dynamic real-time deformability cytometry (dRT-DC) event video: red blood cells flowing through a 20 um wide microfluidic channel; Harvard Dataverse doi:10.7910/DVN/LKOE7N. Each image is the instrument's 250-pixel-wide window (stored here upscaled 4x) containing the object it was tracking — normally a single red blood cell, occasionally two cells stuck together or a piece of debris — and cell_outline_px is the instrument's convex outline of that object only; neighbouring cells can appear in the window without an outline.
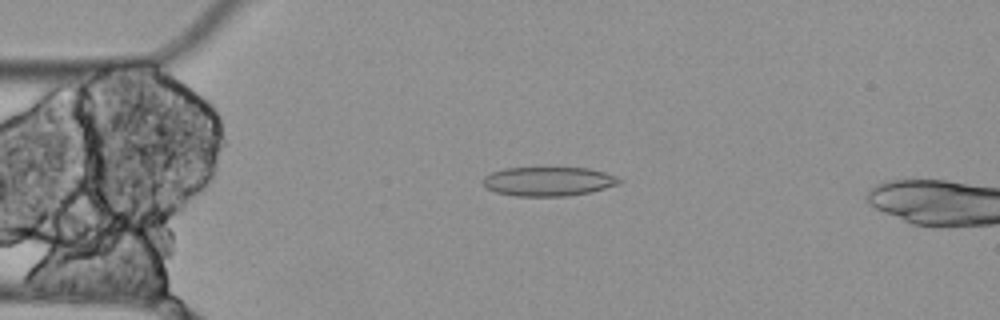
{"species": "Egyptian fruit bat (a non-hibernating species)", "species_latin": "Rousettus aegyptiacus", "temperature_condition": "cold", "stored_images_in_passage": 6, "camera_frame_rate_fps": 3000, "um_per_image_px": 0.085, "animal": {"sex": "female"}, "frame": {"image": 1, "passage_image": 4, "time_ms": 1.0, "image_size_px": [1000, 320], "cell_outline_px": [[620, 184], [592, 192], [568, 196], [516, 196], [496, 192], [488, 188], [484, 184], [484, 176], [492, 172], [504, 168], [588, 168], [604, 172], [616, 176], [620, 180]], "centroid_in_image_um": [46.64, 15.42], "position_along_channel_um": 38.4, "area_um2": 23.06}}
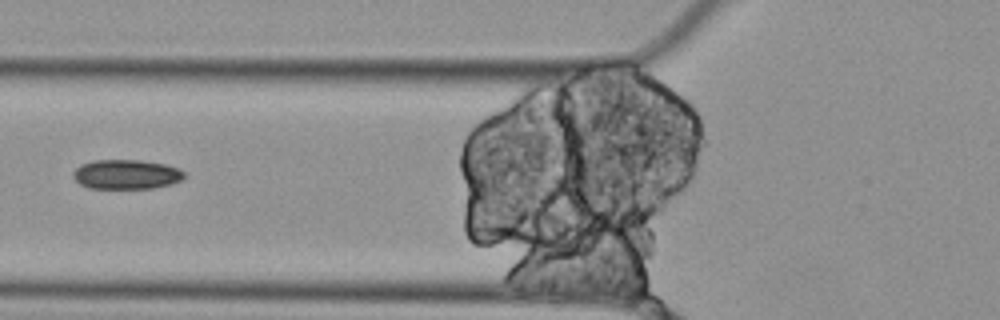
{"frame": {"image": 2, "passage_image": 6, "time_ms": 1.667, "image_size_px": [1000, 320], "cell_outline_px": [[184, 176], [180, 180], [172, 184], [152, 188], [88, 188], [80, 184], [72, 176], [72, 172], [80, 164], [92, 160], [140, 160], [164, 164], [180, 168], [184, 172]], "centroid_in_image_um": [10.71, 14.81], "position_along_channel_um": 115.1, "area_um2": 19.19}}